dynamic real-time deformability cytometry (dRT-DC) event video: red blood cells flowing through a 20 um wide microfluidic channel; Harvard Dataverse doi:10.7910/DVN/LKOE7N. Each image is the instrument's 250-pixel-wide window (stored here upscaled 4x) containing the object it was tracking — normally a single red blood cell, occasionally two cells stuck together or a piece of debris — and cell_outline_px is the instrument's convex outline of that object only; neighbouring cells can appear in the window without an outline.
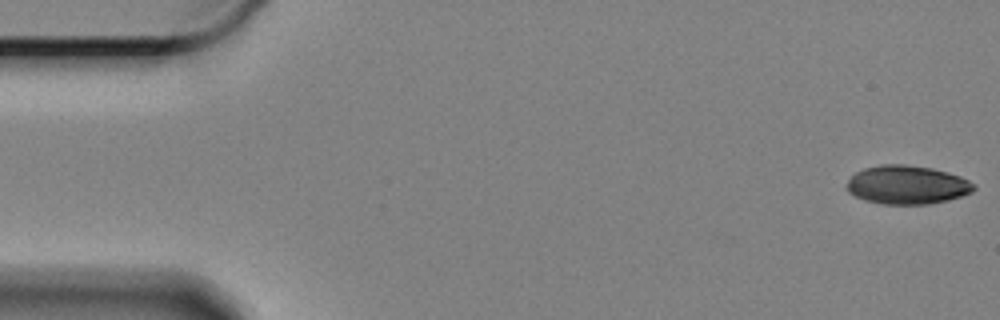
{"species": "Egyptian fruit bat (a non-hibernating species)", "species_latin": "Rousettus aegyptiacus", "temperature_condition": "cold", "stored_images_in_passage": 12, "camera_frame_rate_fps": 3000, "um_per_image_px": 0.085, "animal": {"sex": "female"}, "frame": {"image": 1, "passage_image": 1, "time_ms": 0.0, "image_size_px": [1000, 320], "cell_outline_px": [[976, 188], [972, 192], [948, 200], [928, 204], [884, 204], [864, 200], [848, 192], [848, 180], [856, 172], [864, 168], [880, 164], [904, 164], [932, 168], [948, 172], [960, 176], [968, 180]], "centroid_in_image_um": [77.1, 15.7], "position_along_channel_um": 7.9, "area_um2": 28.5}}